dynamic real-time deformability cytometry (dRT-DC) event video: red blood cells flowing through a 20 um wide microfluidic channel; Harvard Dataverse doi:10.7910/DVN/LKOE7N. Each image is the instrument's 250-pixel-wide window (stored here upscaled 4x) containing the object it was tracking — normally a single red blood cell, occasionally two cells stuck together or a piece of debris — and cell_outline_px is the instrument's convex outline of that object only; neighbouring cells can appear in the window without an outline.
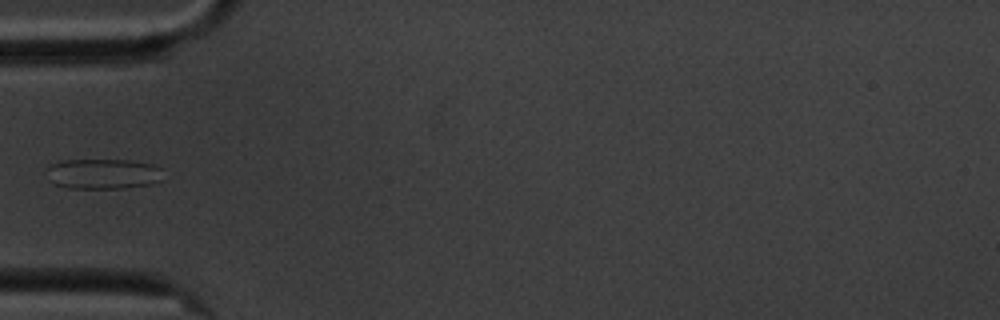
{"species": "common noctule bat (a hibernating species)", "species_latin": "Nyctalus noctula", "temperature_condition": "cold", "stored_images_in_passage": 40, "camera_frame_rate_fps": 3000, "um_per_image_px": 0.085, "animal": {"sex": "male", "body_mass_g": 20.1, "forearm_length_mm": 53.5}, "frame": {"image": 1, "passage_image": 1, "time_ms": 0.0, "image_size_px": [1000, 320], "cell_outline_px": [[164, 180], [152, 184], [124, 188], [68, 188], [56, 184], [48, 180], [44, 168], [60, 160], [132, 160], [152, 164], [160, 168]], "centroid_in_image_um": [8.75, 14.77], "position_along_channel_um": 76.3, "area_um2": 20.92}}
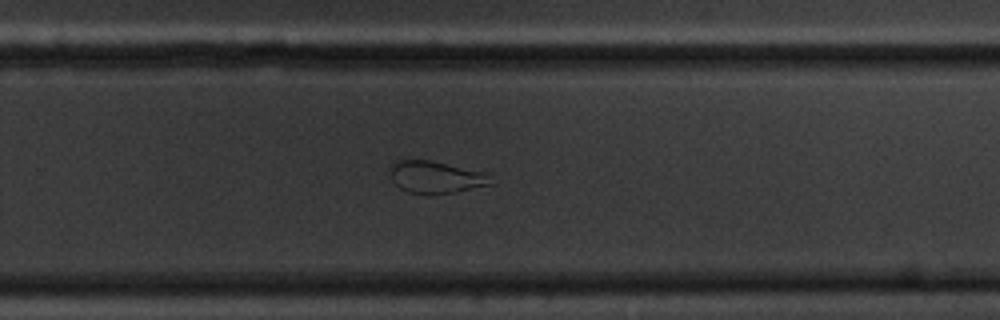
{"frame": {"image": 2, "passage_image": 20, "time_ms": 6.333, "image_size_px": [1000, 320], "cell_outline_px": [[496, 184], [452, 192], [428, 196], [408, 192], [400, 188], [392, 180], [392, 160], [428, 160], [488, 172]], "centroid_in_image_um": [37.11, 15.07], "position_along_channel_um": 292.7, "area_um2": 19.19}}
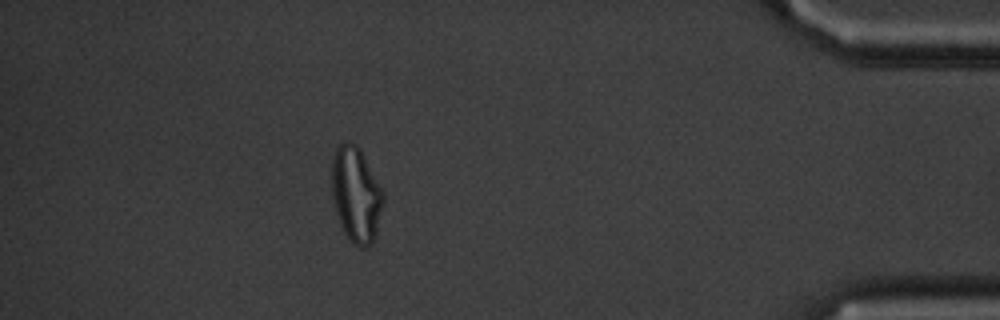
{"frame": {"image": 3, "passage_image": 34, "time_ms": 11.0, "image_size_px": [1000, 320], "cell_outline_px": [[384, 200], [376, 236], [372, 244], [368, 248], [360, 248], [352, 244], [344, 232], [336, 212], [332, 196], [332, 160], [336, 148], [340, 144], [348, 140], [356, 144], [360, 148], [384, 192]], "centroid_in_image_um": [30.28, 16.56], "position_along_channel_um": 404.9, "area_um2": 28.9}}